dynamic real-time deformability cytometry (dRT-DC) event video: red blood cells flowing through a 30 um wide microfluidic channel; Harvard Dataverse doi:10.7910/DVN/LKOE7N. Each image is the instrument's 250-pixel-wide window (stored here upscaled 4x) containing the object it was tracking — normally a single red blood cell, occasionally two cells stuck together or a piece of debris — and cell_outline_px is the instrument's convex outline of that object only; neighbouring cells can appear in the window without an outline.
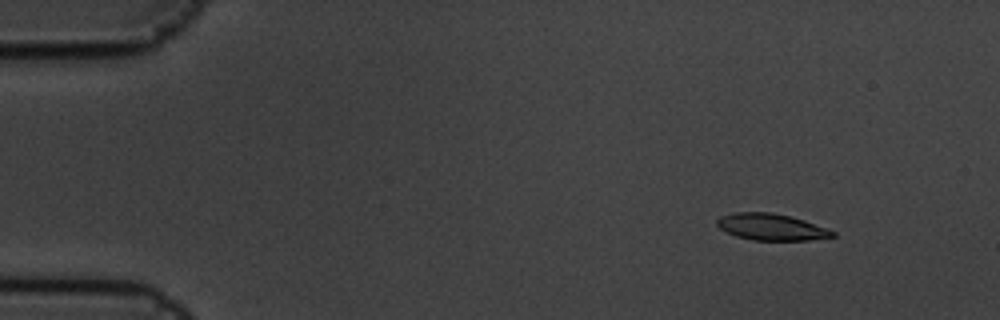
{"species": "common noctule bat (a hibernating species)", "species_latin": "Nyctalus noctula", "temperature_condition": "cold", "stored_images_in_passage": 4, "camera_frame_rate_fps": 3000, "um_per_image_px": 0.085, "animal": {"sex": "male", "body_mass_g": 19.5, "forearm_length_mm": 54.6}, "frame": {"image": 1, "passage_image": 1, "time_ms": 0.0, "image_size_px": [1000, 320], "cell_outline_px": [[836, 236], [808, 240], [752, 240], [736, 236], [720, 228], [716, 224], [716, 220], [720, 216], [732, 212], [772, 212], [804, 220], [836, 232]], "centroid_in_image_um": [65.53, 19.29], "position_along_channel_um": 19.5, "area_um2": 17.8}}
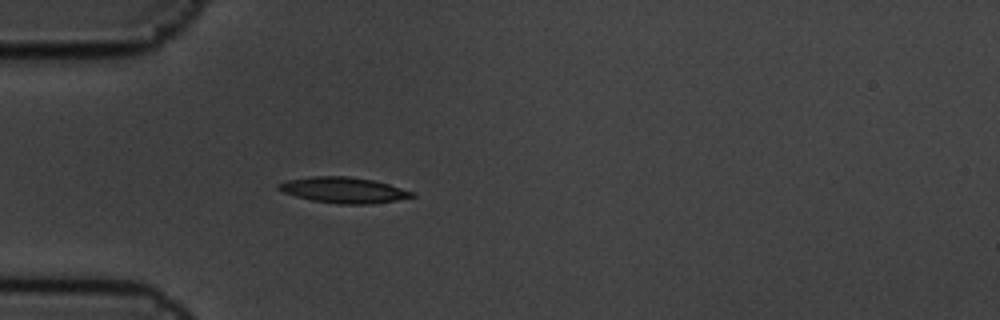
{"frame": {"image": 2, "passage_image": 4, "time_ms": 1.0, "image_size_px": [1000, 320], "cell_outline_px": [[416, 196], [396, 200], [368, 204], [340, 204], [312, 200], [296, 196], [284, 192], [276, 188], [276, 184], [284, 180], [312, 176], [348, 176], [372, 180], [388, 184], [416, 192]], "centroid_in_image_um": [29.19, 16.15], "position_along_channel_um": 55.8, "area_um2": 20.06}}